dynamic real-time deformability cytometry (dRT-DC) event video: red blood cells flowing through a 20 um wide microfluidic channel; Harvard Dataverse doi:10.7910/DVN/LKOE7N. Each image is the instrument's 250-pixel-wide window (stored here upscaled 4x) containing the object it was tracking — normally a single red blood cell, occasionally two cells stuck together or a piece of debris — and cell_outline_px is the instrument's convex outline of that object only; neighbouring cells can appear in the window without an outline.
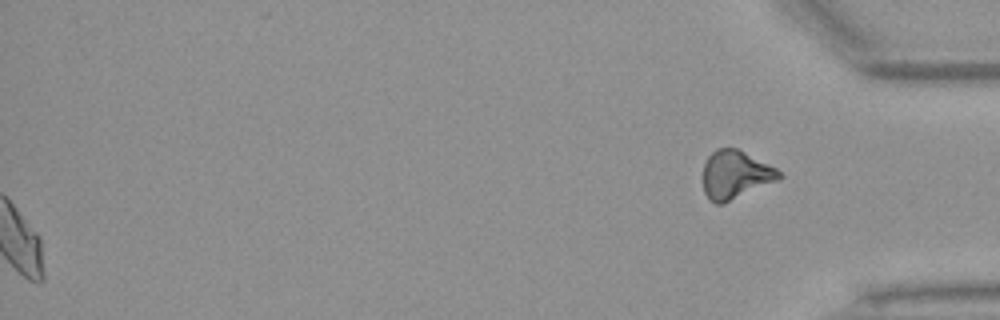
{"species": "Egyptian fruit bat (a non-hibernating species)", "species_latin": "Rousettus aegyptiacus", "temperature_condition": "warm", "stored_images_in_passage": 48, "segment_of_instrument_passage": [2, 2], "camera_frame_rate_fps": 3000, "um_per_image_px": 0.085, "animal": {"sex": "female"}, "frame": {"image": 1, "passage_image": 48, "time_ms": 15.667, "image_size_px": [1000, 320], "cell_outline_px": [[784, 176], [780, 180], [724, 204], [716, 204], [704, 192], [704, 164], [708, 156], [716, 148], [736, 148], [776, 168]], "centroid_in_image_um": [62.54, 14.87], "position_along_channel_um": 372.7, "area_um2": 21.39}}